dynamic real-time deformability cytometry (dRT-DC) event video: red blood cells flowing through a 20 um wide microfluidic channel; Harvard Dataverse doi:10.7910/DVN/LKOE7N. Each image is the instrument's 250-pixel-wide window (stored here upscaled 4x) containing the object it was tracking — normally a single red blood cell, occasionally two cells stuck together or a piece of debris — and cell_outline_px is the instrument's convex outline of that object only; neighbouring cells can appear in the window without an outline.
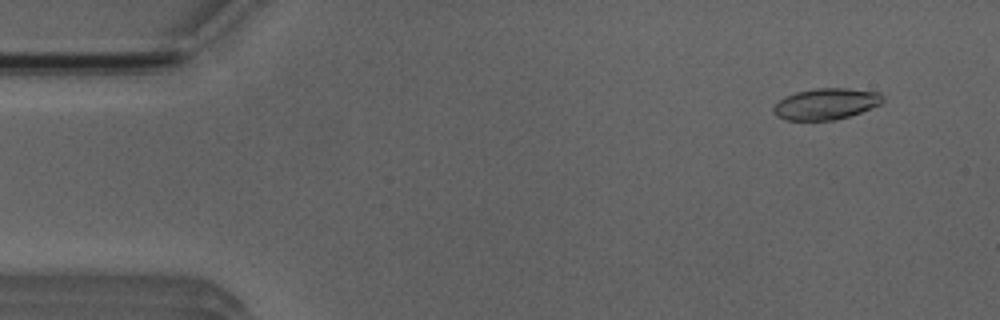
{"species": "Egyptian fruit bat (a non-hibernating species)", "species_latin": "Rousettus aegyptiacus", "temperature_condition": "room temperature", "stored_images_in_passage": 4, "camera_frame_rate_fps": 3000, "um_per_image_px": 0.085, "animal": {"sex": "male"}, "frame": {"image": 1, "passage_image": 1, "time_ms": 0.0, "image_size_px": [1000, 320], "cell_outline_px": [[884, 100], [880, 104], [860, 112], [836, 120], [788, 120], [776, 116], [772, 112], [772, 108], [784, 96], [796, 92], [816, 88], [844, 88], [880, 92]], "centroid_in_image_um": [70.18, 8.83], "position_along_channel_um": 14.8, "area_um2": 19.83}}
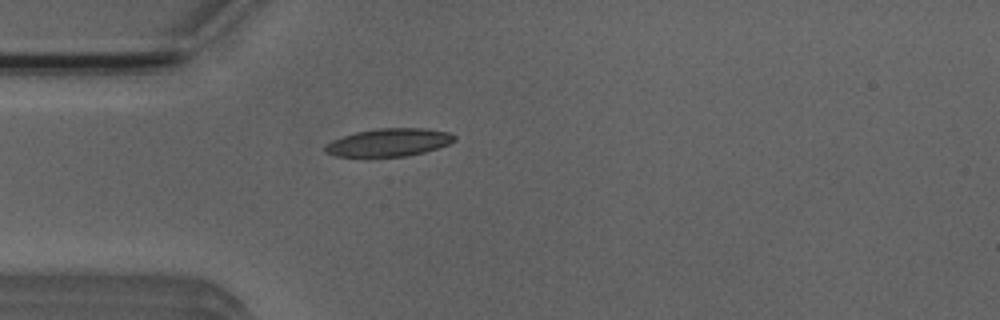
{"frame": {"image": 2, "passage_image": 4, "time_ms": 3.333, "image_size_px": [1000, 320], "cell_outline_px": [[456, 140], [448, 144], [424, 152], [408, 156], [336, 156], [324, 152], [324, 144], [332, 140], [356, 132], [376, 128], [424, 128], [448, 132], [456, 136]], "centroid_in_image_um": [33.04, 12.1], "position_along_channel_um": 52.0, "area_um2": 20.92}}